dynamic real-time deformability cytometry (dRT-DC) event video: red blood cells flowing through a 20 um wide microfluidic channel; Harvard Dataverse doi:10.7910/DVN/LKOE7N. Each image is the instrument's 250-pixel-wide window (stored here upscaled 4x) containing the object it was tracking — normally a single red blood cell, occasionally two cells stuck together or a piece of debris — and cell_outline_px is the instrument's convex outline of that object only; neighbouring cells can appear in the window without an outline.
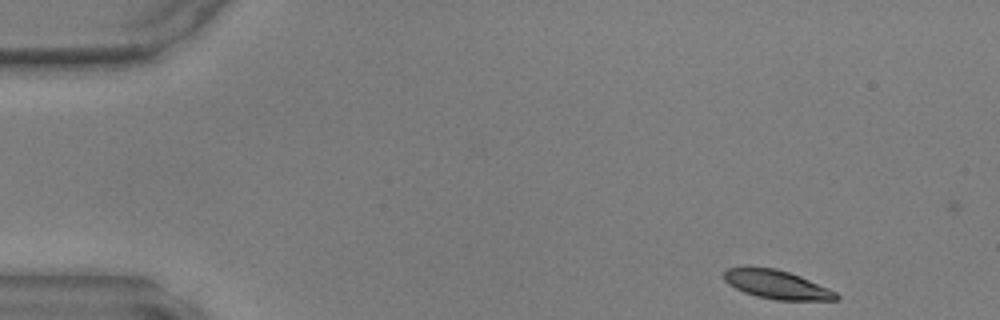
{"species": "common noctule bat (a hibernating species)", "species_latin": "Nyctalus noctula", "temperature_condition": "warm", "stored_images_in_passage": 44, "camera_frame_rate_fps": 3000, "um_per_image_px": 0.085, "animal": {"sex": "male", "body_mass_g": 17.9, "forearm_length_mm": 54.2}, "frame": {"image": 1, "passage_image": 1, "time_ms": 0.0, "image_size_px": [1000, 320], "cell_outline_px": [[840, 300], [776, 300], [756, 296], [744, 292], [728, 284], [724, 280], [724, 272], [728, 268], [776, 268], [800, 276], [836, 292], [840, 296]], "centroid_in_image_um": [66.05, 24.21], "position_along_channel_um": 19.0, "area_um2": 18.44}}
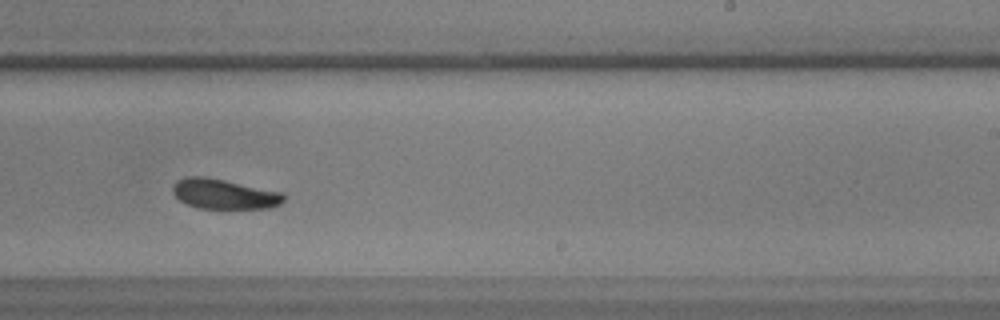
{"frame": {"image": 2, "passage_image": 26, "time_ms": 8.333, "image_size_px": [1000, 320], "cell_outline_px": [[284, 200], [280, 204], [272, 208], [196, 208], [180, 200], [172, 192], [172, 184], [176, 180], [188, 176], [204, 176], [284, 192]], "centroid_in_image_um": [19.04, 16.48], "position_along_channel_um": 270.0, "area_um2": 19.48}}
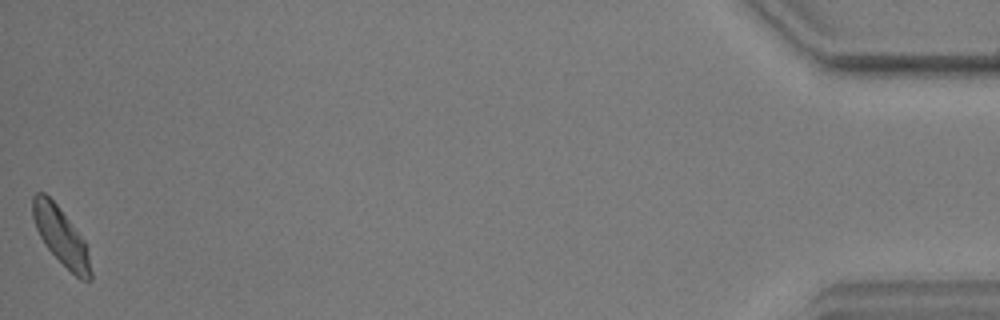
{"frame": {"image": 3, "passage_image": 44, "time_ms": 14.333, "image_size_px": [1000, 320], "cell_outline_px": [[92, 280], [80, 280], [44, 244], [36, 228], [32, 216], [32, 196], [36, 192], [44, 192], [56, 204], [84, 240], [92, 272]], "centroid_in_image_um": [5.16, 20.06], "position_along_channel_um": 430.0, "area_um2": 18.9}}